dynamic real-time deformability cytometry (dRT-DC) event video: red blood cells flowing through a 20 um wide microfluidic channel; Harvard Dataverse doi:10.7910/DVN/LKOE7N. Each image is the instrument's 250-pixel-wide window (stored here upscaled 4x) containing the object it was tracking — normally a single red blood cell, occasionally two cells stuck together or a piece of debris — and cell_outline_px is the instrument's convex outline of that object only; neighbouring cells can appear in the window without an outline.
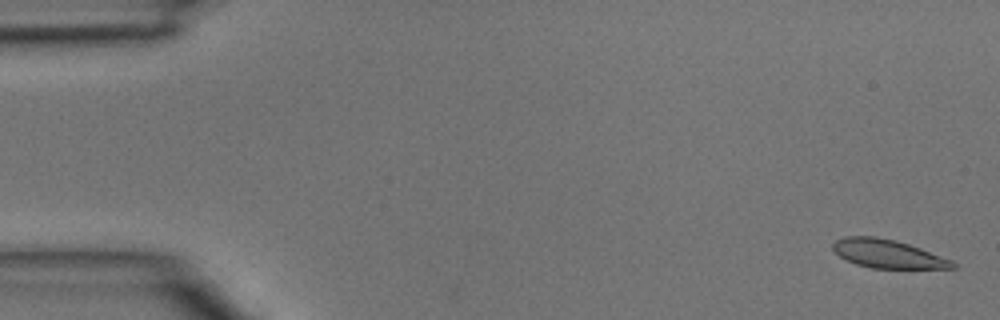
{"species": "common noctule bat (a hibernating species)", "species_latin": "Nyctalus noctula", "temperature_condition": "room temperature", "stored_images_in_passage": 38, "camera_frame_rate_fps": 3000, "um_per_image_px": 0.085, "animal": {"sex": "male", "body_mass_g": 15.6}, "frame": {"image": 1, "passage_image": 2, "time_ms": 0.333, "image_size_px": [1000, 320], "cell_outline_px": [[956, 268], [872, 268], [856, 264], [840, 256], [832, 248], [832, 244], [836, 240], [844, 236], [876, 236], [896, 240], [920, 248], [952, 260], [956, 264]], "centroid_in_image_um": [75.45, 21.56], "position_along_channel_um": 9.6, "area_um2": 19.71}}
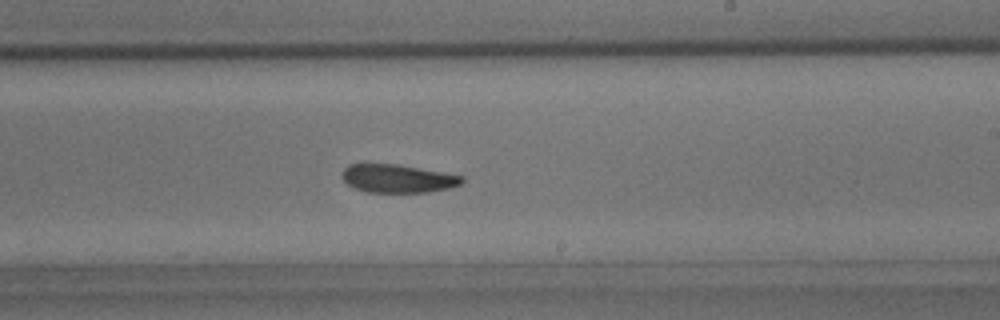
{"frame": {"image": 2, "passage_image": 28, "time_ms": 9.0, "image_size_px": [1000, 320], "cell_outline_px": [[464, 180], [460, 184], [448, 188], [428, 192], [368, 192], [356, 188], [348, 184], [340, 176], [344, 168], [348, 164], [396, 164], [444, 172], [464, 176]], "centroid_in_image_um": [33.8, 15.17], "position_along_channel_um": 255.2, "area_um2": 19.65}}
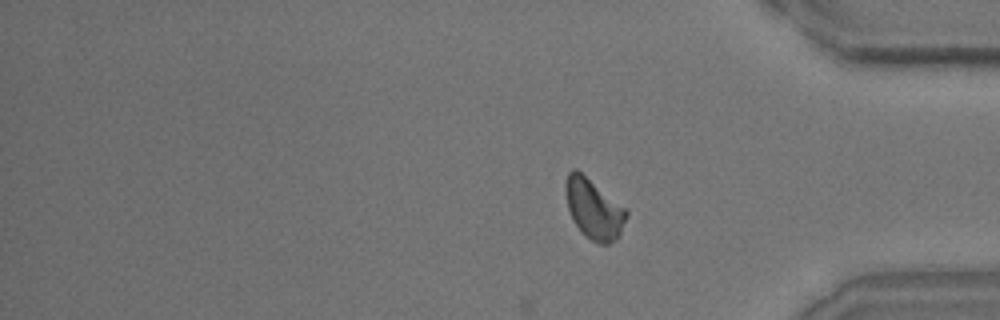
{"frame": {"image": 3, "passage_image": 38, "time_ms": 12.333, "image_size_px": [1000, 320], "cell_outline_px": [[628, 216], [616, 240], [608, 244], [600, 244], [584, 236], [580, 232], [572, 220], [568, 208], [564, 192], [564, 184], [568, 172], [572, 168], [576, 168], [624, 208], [628, 212]], "centroid_in_image_um": [50.42, 17.77], "position_along_channel_um": 384.8, "area_um2": 21.21}}